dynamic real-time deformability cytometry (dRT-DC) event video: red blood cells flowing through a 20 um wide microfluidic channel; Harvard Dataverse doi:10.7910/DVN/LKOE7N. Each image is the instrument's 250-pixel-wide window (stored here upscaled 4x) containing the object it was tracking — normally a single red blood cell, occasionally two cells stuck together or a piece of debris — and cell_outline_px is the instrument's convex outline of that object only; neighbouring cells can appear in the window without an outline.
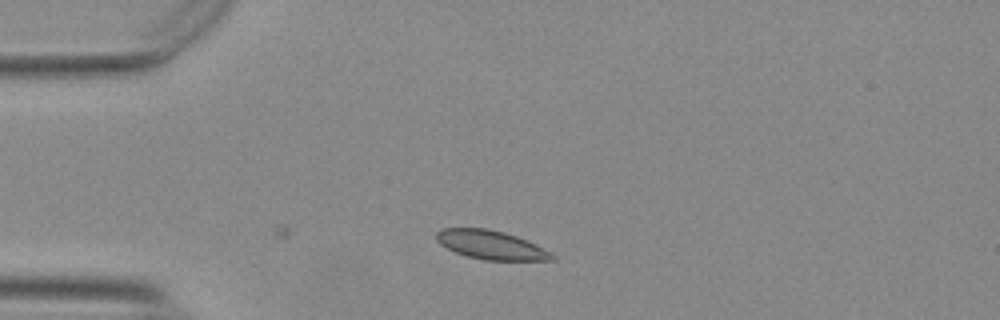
{"species": "Egyptian fruit bat (a non-hibernating species)", "species_latin": "Rousettus aegyptiacus", "temperature_condition": "warm", "stored_images_in_passage": 9, "camera_frame_rate_fps": 3000, "um_per_image_px": 0.085, "animal": {"sex": "female"}, "frame": {"image": 1, "passage_image": 1, "time_ms": 0.0, "image_size_px": [1000, 320], "cell_outline_px": [[556, 260], [484, 260], [468, 256], [456, 252], [440, 244], [436, 240], [436, 232], [440, 228], [488, 228], [504, 232], [516, 236], [536, 244], [552, 252], [556, 256]], "centroid_in_image_um": [41.75, 20.81], "position_along_channel_um": 43.2, "area_um2": 19.48}}
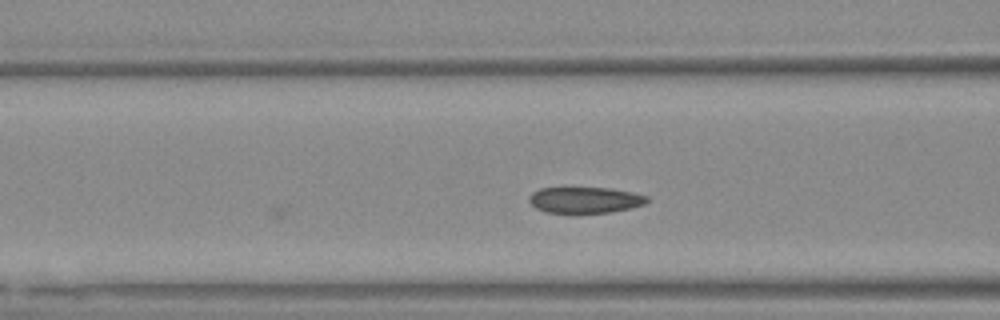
{"frame": {"image": 2, "passage_image": 9, "time_ms": 2.667, "image_size_px": [1000, 320], "cell_outline_px": [[648, 200], [644, 204], [632, 208], [612, 212], [580, 216], [544, 212], [536, 208], [528, 200], [528, 196], [532, 192], [540, 188], [612, 188], [632, 192], [648, 196]], "centroid_in_image_um": [49.7, 17.05], "position_along_channel_um": 116.9, "area_um2": 18.84}}